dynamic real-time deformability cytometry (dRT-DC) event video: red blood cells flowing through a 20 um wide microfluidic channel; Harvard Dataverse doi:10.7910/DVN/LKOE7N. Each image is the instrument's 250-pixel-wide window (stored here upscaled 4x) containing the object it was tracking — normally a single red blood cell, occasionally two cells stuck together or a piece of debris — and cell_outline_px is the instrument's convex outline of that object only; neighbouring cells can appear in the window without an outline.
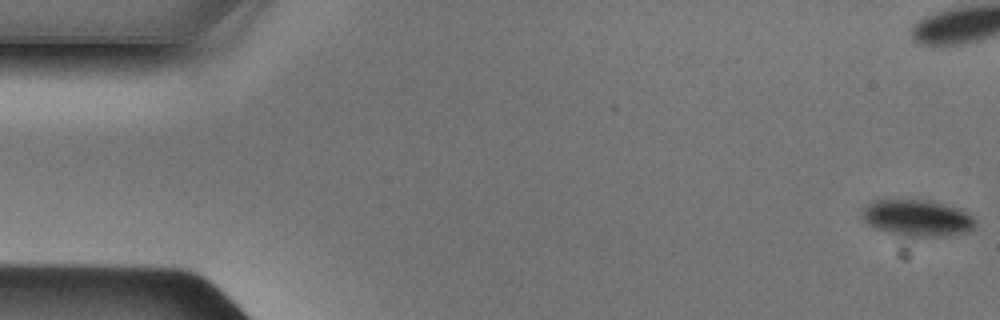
{"species": "Egyptian fruit bat (a non-hibernating species)", "species_latin": "Rousettus aegyptiacus", "temperature_condition": "cold", "stored_images_in_passage": 50, "camera_frame_rate_fps": 3000, "um_per_image_px": 0.085, "animal": {"sex": "male"}, "frame": {"image": 1, "passage_image": 1, "time_ms": 0.0, "image_size_px": [1000, 320], "cell_outline_px": [[976, 228], [968, 232], [936, 236], [904, 236], [888, 232], [876, 228], [868, 224], [860, 216], [860, 208], [872, 200], [932, 200], [960, 208], [972, 216], [976, 220]], "centroid_in_image_um": [77.95, 18.51], "position_along_channel_um": 7.0, "area_um2": 24.39}}
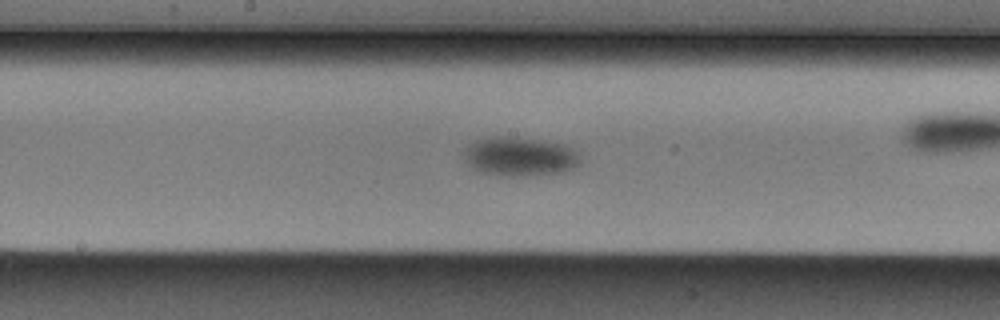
{"frame": {"image": 2, "passage_image": 25, "time_ms": 8.0, "image_size_px": [1000, 320], "cell_outline_px": [[580, 164], [572, 168], [560, 172], [528, 176], [500, 176], [480, 172], [472, 168], [460, 156], [464, 148], [476, 140], [492, 136], [516, 136], [564, 144], [580, 152]], "centroid_in_image_um": [44.14, 13.3], "position_along_channel_um": 204.1, "area_um2": 27.11}}
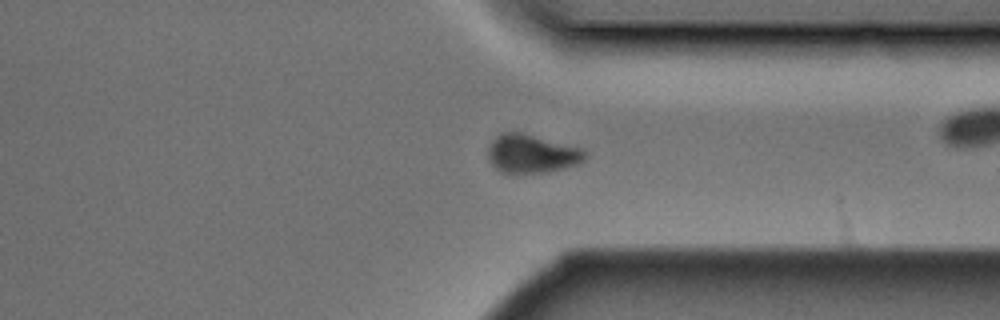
{"frame": {"image": 3, "passage_image": 37, "time_ms": 12.0, "image_size_px": [1000, 320], "cell_outline_px": [[588, 156], [584, 160], [576, 164], [564, 168], [548, 172], [504, 172], [496, 168], [488, 160], [488, 148], [492, 140], [500, 132], [520, 132], [580, 148]], "centroid_in_image_um": [45.16, 13.06], "position_along_channel_um": 366.2, "area_um2": 21.39}}